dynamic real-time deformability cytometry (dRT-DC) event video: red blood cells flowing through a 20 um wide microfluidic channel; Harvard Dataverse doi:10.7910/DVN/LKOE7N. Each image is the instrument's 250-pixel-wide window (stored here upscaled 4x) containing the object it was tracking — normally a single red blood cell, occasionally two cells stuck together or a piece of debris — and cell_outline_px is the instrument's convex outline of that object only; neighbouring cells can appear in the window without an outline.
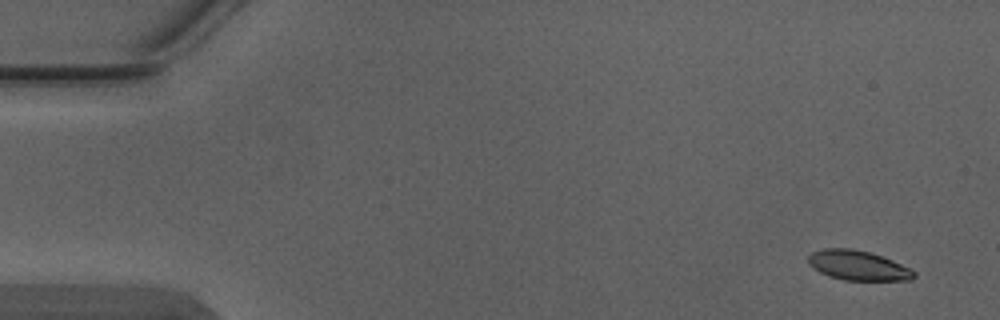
{"species": "Egyptian fruit bat (a non-hibernating species)", "species_latin": "Rousettus aegyptiacus", "temperature_condition": "warm", "stored_images_in_passage": 5, "camera_frame_rate_fps": 3000, "um_per_image_px": 0.085, "animal": {"sex": "male"}, "frame": {"image": 1, "passage_image": 1, "time_ms": 0.0, "image_size_px": [1000, 320], "cell_outline_px": [[916, 276], [912, 280], [844, 280], [828, 276], [812, 268], [808, 264], [808, 256], [812, 252], [824, 248], [852, 248], [868, 252], [892, 260], [916, 272]], "centroid_in_image_um": [72.89, 22.56], "position_along_channel_um": 12.1, "area_um2": 18.26}}
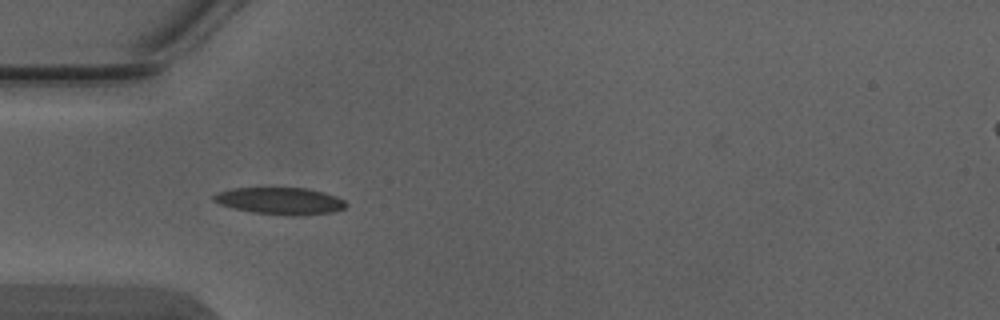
{"frame": {"image": 2, "passage_image": 4, "time_ms": 1.0, "image_size_px": [1000, 320], "cell_outline_px": [[348, 204], [344, 208], [336, 212], [300, 216], [288, 216], [252, 212], [232, 208], [220, 204], [212, 200], [212, 196], [216, 192], [232, 188], [308, 188], [324, 192], [336, 196], [344, 200]], "centroid_in_image_um": [23.83, 17.09], "position_along_channel_um": 61.2, "area_um2": 21.15}}
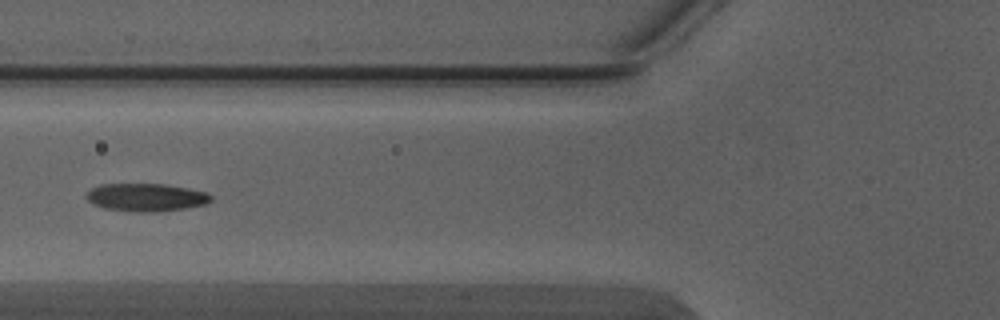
{"frame": {"image": 3, "passage_image": 5, "time_ms": 1.333, "image_size_px": [1000, 320], "cell_outline_px": [[212, 200], [204, 204], [184, 208], [156, 212], [128, 212], [104, 208], [92, 204], [84, 196], [92, 188], [100, 184], [164, 184], [188, 188], [208, 192], [212, 196]], "centroid_in_image_um": [12.39, 16.78], "position_along_channel_um": 113.4, "area_um2": 20.4}}